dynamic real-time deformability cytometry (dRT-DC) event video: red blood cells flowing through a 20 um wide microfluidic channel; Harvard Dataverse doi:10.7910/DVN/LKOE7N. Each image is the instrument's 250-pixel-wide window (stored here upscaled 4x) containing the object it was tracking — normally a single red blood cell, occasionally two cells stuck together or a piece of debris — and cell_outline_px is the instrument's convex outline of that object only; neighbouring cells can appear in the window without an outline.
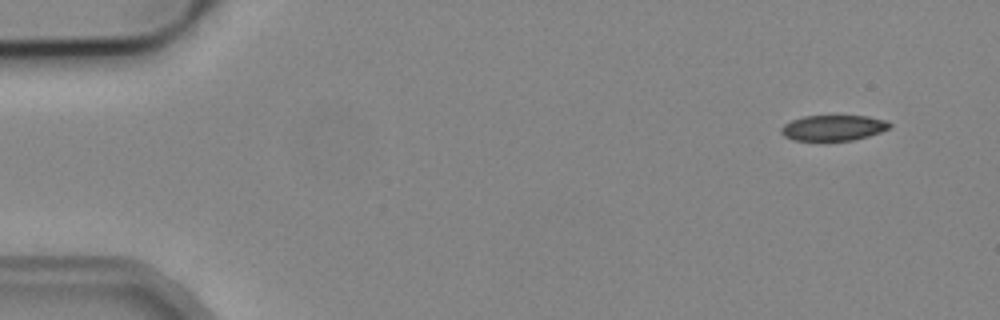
{"species": "common noctule bat (a hibernating species)", "species_latin": "Nyctalus noctula", "temperature_condition": "cold", "stored_images_in_passage": 4, "camera_frame_rate_fps": 3000, "um_per_image_px": 0.085, "animal": {"sex": "male", "body_mass_g": 19.2, "forearm_length_mm": 51.8}, "frame": {"image": 1, "passage_image": 1, "time_ms": 0.0, "image_size_px": [1000, 320], "cell_outline_px": [[892, 124], [888, 128], [880, 132], [868, 136], [852, 140], [792, 140], [784, 136], [780, 132], [780, 128], [784, 124], [792, 120], [804, 116], [868, 116], [884, 120]], "centroid_in_image_um": [70.8, 10.86], "position_along_channel_um": 14.2, "area_um2": 16.01}}
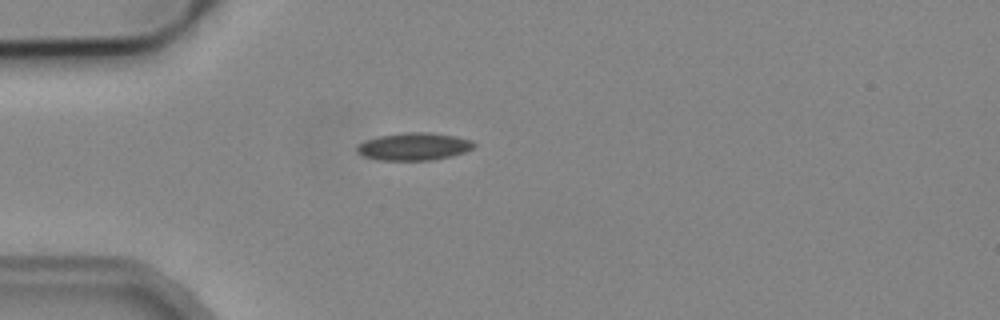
{"frame": {"image": 2, "passage_image": 4, "time_ms": 3.667, "image_size_px": [1000, 320], "cell_outline_px": [[476, 144], [472, 148], [464, 152], [452, 156], [432, 160], [380, 160], [364, 156], [356, 152], [356, 144], [364, 140], [380, 136], [404, 132], [428, 132], [456, 136], [472, 140]], "centroid_in_image_um": [35.16, 12.45], "position_along_channel_um": 49.8, "area_um2": 18.9}}